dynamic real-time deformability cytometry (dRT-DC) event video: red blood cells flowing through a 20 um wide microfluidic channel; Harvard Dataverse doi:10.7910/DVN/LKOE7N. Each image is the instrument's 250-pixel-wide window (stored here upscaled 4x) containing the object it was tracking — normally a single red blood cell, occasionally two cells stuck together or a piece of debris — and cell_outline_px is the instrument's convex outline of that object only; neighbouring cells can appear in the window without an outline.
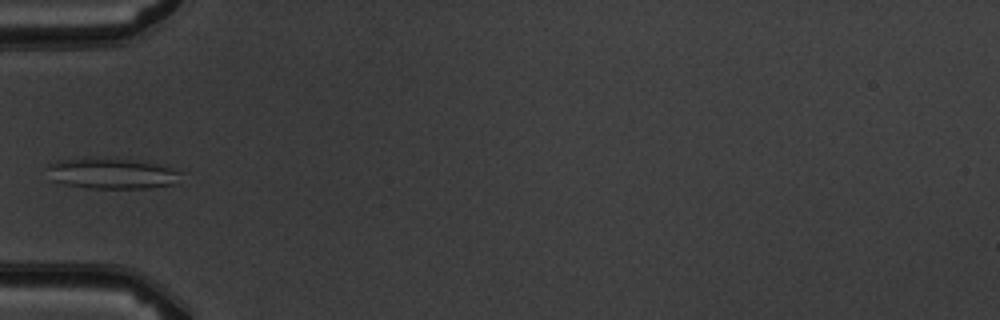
{"species": "common noctule bat (a hibernating species)", "species_latin": "Nyctalus noctula", "temperature_condition": "warm", "stored_images_in_passage": 7, "camera_frame_rate_fps": 3000, "um_per_image_px": 0.085, "animal": {"sex": "male", "body_mass_g": 19.5, "forearm_length_mm": 54.6}, "frame": {"image": 1, "passage_image": 6, "time_ms": 6.667, "image_size_px": [1000, 320], "cell_outline_px": [[180, 184], [148, 188], [92, 188], [64, 184], [52, 180], [48, 168], [48, 164], [56, 160], [84, 156], [88, 156], [132, 160], [156, 164], [180, 172]], "centroid_in_image_um": [9.47, 14.73], "position_along_channel_um": 75.5, "area_um2": 24.22}}
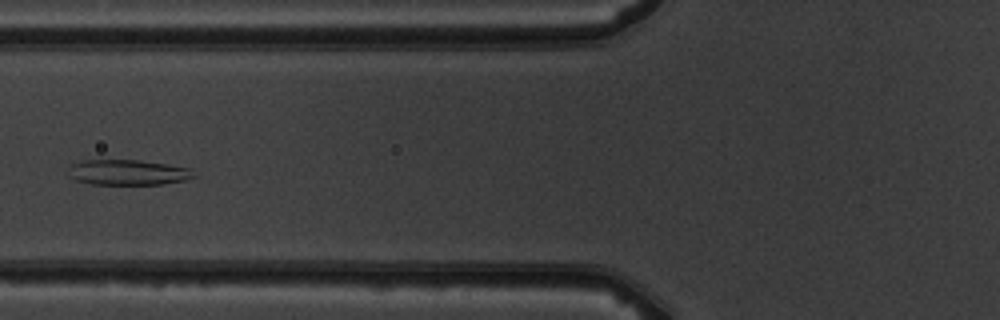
{"frame": {"image": 2, "passage_image": 7, "time_ms": 7.667, "image_size_px": [1000, 320], "cell_outline_px": [[196, 176], [184, 180], [164, 184], [92, 184], [76, 180], [68, 176], [68, 168], [72, 164], [84, 160], [140, 160], [188, 168]], "centroid_in_image_um": [10.81, 14.65], "position_along_channel_um": 115.0, "area_um2": 18.38}}